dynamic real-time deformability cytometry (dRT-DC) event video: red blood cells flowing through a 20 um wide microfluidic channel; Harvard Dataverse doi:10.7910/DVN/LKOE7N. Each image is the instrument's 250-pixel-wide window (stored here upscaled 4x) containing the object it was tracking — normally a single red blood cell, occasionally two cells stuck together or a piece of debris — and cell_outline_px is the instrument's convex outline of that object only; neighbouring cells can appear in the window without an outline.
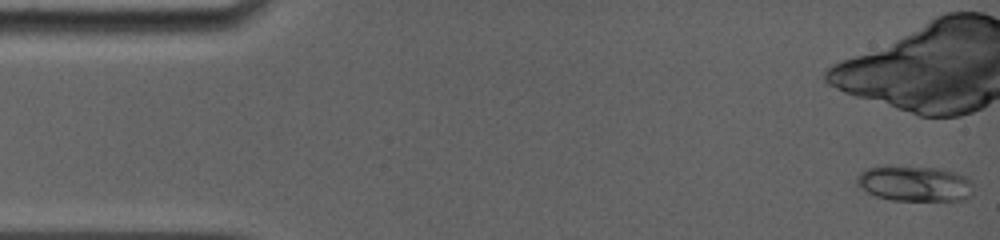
{"species": "common noctule bat (a hibernating species)", "species_latin": "Nyctalus noctula", "temperature_condition": "room temperature", "stored_images_in_passage": 18, "camera_frame_rate_fps": 5000, "um_per_image_px": 0.085, "animal": {"sex": "female", "body_mass_g": 19.0, "forearm_length_mm": 56.7}, "frame": {"image": 1, "passage_image": 1, "time_ms": 0.0, "image_size_px": [1000, 240], "cell_outline_px": [[972, 196], [964, 200], [888, 200], [876, 196], [868, 192], [856, 184], [856, 176], [860, 172], [868, 168], [940, 168], [956, 172], [972, 180]], "centroid_in_image_um": [77.79, 15.64], "position_along_channel_um": 7.2, "area_um2": 23.7}}